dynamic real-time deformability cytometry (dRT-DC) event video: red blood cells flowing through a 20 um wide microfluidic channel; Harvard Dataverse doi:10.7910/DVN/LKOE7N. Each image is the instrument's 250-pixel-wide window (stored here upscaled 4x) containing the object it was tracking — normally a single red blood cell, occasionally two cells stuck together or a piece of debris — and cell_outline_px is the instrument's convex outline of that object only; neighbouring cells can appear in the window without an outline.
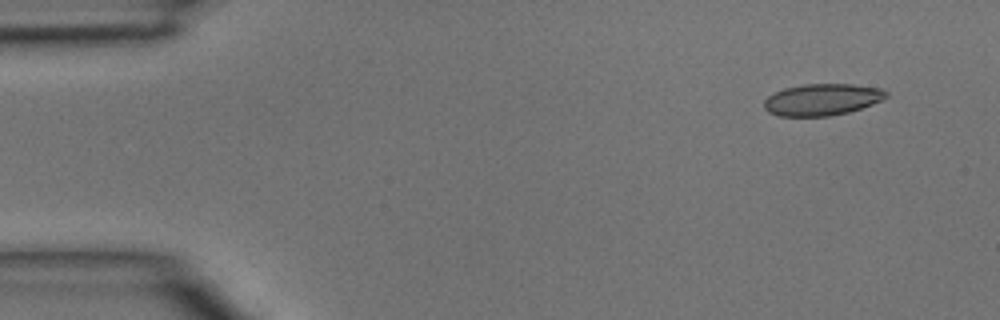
{"species": "common noctule bat (a hibernating species)", "species_latin": "Nyctalus noctula", "temperature_condition": "room temperature", "stored_images_in_passage": 3, "segment_of_instrument_passage": [2, 2], "camera_frame_rate_fps": 3000, "um_per_image_px": 0.085, "animal": {"sex": "male", "body_mass_g": 15.6}, "frame": {"image": 1, "passage_image": 3, "time_ms": 0.667, "image_size_px": [1000, 320], "cell_outline_px": [[888, 96], [872, 104], [848, 112], [828, 116], [780, 116], [768, 112], [764, 108], [764, 100], [768, 96], [784, 88], [804, 84], [852, 84], [884, 88], [888, 92]], "centroid_in_image_um": [69.89, 8.45], "position_along_channel_um": 15.1, "area_um2": 22.54}}